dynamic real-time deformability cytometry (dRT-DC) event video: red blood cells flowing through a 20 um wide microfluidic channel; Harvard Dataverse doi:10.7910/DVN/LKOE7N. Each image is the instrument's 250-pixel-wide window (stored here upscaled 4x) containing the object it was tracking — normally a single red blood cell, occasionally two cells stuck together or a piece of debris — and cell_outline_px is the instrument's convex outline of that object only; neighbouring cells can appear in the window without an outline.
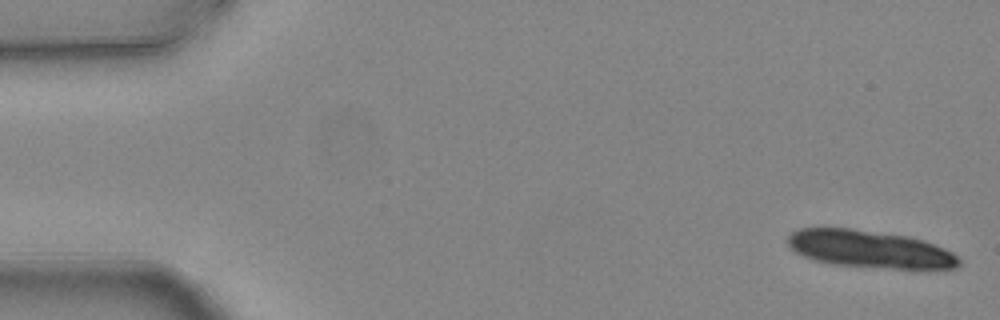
{"species": "common noctule bat (a hibernating species)", "species_latin": "Nyctalus noctula", "temperature_condition": "warm", "stored_images_in_passage": 5, "camera_frame_rate_fps": 3000, "um_per_image_px": 0.085, "animal": {"sex": "female", "body_mass_g": 24.6, "forearm_length_mm": 56.2}, "frame": {"image": 1, "passage_image": 1, "time_ms": 0.0, "image_size_px": [1000, 320], "cell_outline_px": [[960, 264], [956, 268], [892, 268], [832, 264], [816, 260], [804, 256], [788, 248], [788, 236], [792, 232], [800, 228], [852, 228], [908, 236], [944, 248], [952, 252], [960, 260]], "centroid_in_image_um": [73.88, 21.16], "position_along_channel_um": 11.1, "area_um2": 36.93}}
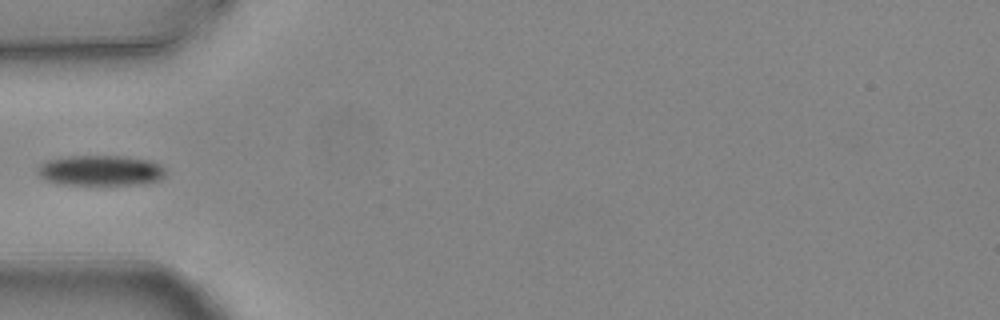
{"frame": {"image": 2, "passage_image": 5, "time_ms": 1.333, "image_size_px": [1000, 320], "cell_outline_px": [[164, 176], [160, 180], [144, 184], [60, 184], [44, 180], [36, 172], [36, 168], [40, 164], [48, 160], [68, 156], [124, 156], [148, 160], [160, 164], [164, 168]], "centroid_in_image_um": [8.53, 14.49], "position_along_channel_um": 76.5, "area_um2": 22.72}}